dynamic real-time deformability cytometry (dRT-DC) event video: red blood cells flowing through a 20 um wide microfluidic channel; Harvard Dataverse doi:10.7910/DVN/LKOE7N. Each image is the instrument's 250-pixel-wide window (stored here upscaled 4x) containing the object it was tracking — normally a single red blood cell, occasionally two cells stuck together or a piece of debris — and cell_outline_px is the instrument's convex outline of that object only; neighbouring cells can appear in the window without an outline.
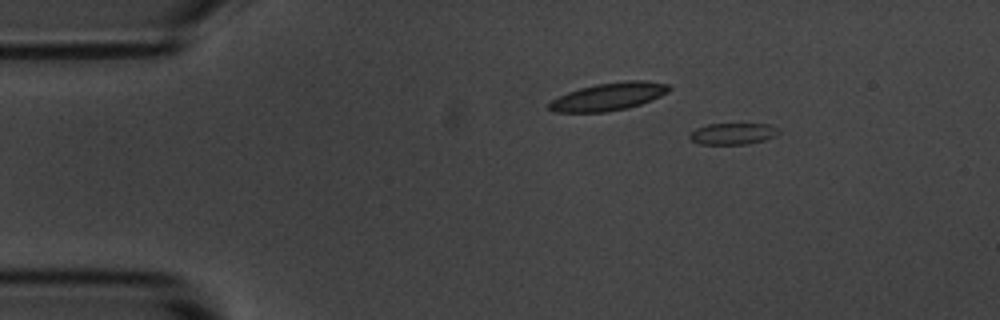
{"species": "common noctule bat (a hibernating species)", "species_latin": "Nyctalus noctula", "temperature_condition": "room temperature", "stored_images_in_passage": 3, "camera_frame_rate_fps": 3000, "um_per_image_px": 0.085, "animal": {"sex": "male", "body_mass_g": 20.1, "forearm_length_mm": 53.5}, "frame": {"image": 1, "passage_image": 1, "time_ms": 0.0, "image_size_px": [1000, 320], "cell_outline_px": [[780, 132], [776, 136], [764, 140], [748, 144], [700, 144], [692, 140], [688, 136], [688, 132], [696, 128], [708, 124], [768, 124], [780, 128]], "centroid_in_image_um": [62.3, 11.36], "position_along_channel_um": 22.7, "area_um2": 11.27}}